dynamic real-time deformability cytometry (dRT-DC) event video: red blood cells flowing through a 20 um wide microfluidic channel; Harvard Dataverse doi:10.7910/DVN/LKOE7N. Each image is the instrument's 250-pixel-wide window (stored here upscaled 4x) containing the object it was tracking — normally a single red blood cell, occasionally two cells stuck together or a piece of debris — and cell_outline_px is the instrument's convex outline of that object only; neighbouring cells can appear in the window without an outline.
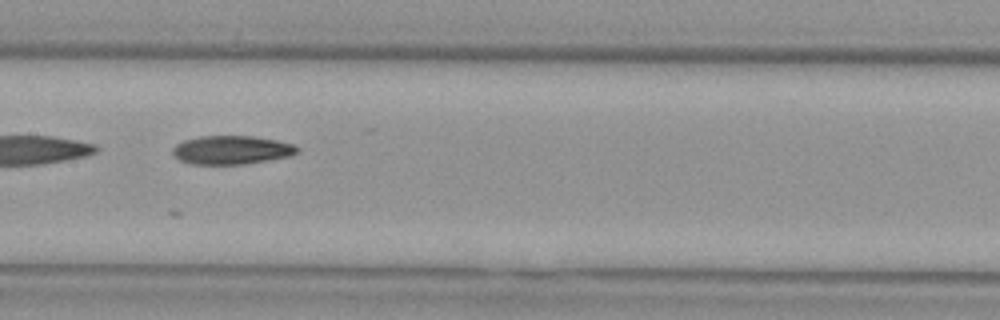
{"species": "Egyptian fruit bat (a non-hibernating species)", "species_latin": "Rousettus aegyptiacus", "temperature_condition": "cold", "stored_images_in_passage": 28, "camera_frame_rate_fps": 3000, "um_per_image_px": 0.085, "animal": {"sex": "female"}, "frame": {"image": 1, "passage_image": 9, "time_ms": 2.667, "image_size_px": [1000, 320], "cell_outline_px": [[300, 152], [292, 156], [244, 164], [192, 164], [180, 160], [172, 152], [172, 148], [176, 144], [184, 140], [200, 136], [252, 136], [276, 140], [292, 144], [300, 148]], "centroid_in_image_um": [19.71, 12.75], "position_along_channel_um": 187.7, "area_um2": 20.81}}
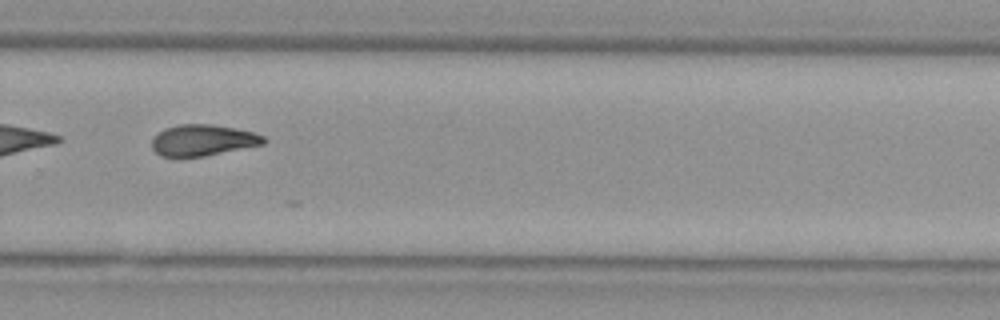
{"frame": {"image": 2, "passage_image": 18, "time_ms": 5.667, "image_size_px": [1000, 320], "cell_outline_px": [[268, 140], [264, 144], [204, 156], [180, 160], [176, 160], [160, 156], [152, 148], [152, 136], [156, 132], [164, 128], [180, 124], [212, 124], [236, 128], [252, 132], [264, 136]], "centroid_in_image_um": [17.16, 11.95], "position_along_channel_um": 312.6, "area_um2": 21.1}}
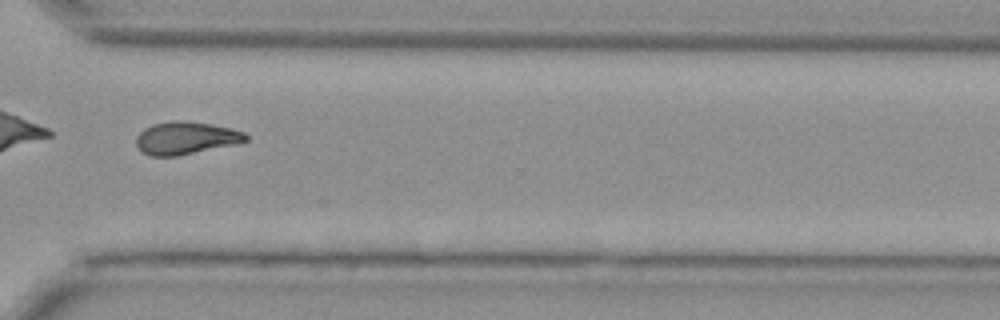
{"frame": {"image": 3, "passage_image": 21, "time_ms": 6.667, "image_size_px": [1000, 320], "cell_outline_px": [[248, 140], [240, 144], [176, 156], [148, 156], [136, 144], [136, 136], [144, 128], [152, 124], [172, 120], [180, 120], [212, 124], [232, 128], [244, 132], [248, 136]], "centroid_in_image_um": [15.83, 11.73], "position_along_channel_um": 354.8, "area_um2": 21.1}}